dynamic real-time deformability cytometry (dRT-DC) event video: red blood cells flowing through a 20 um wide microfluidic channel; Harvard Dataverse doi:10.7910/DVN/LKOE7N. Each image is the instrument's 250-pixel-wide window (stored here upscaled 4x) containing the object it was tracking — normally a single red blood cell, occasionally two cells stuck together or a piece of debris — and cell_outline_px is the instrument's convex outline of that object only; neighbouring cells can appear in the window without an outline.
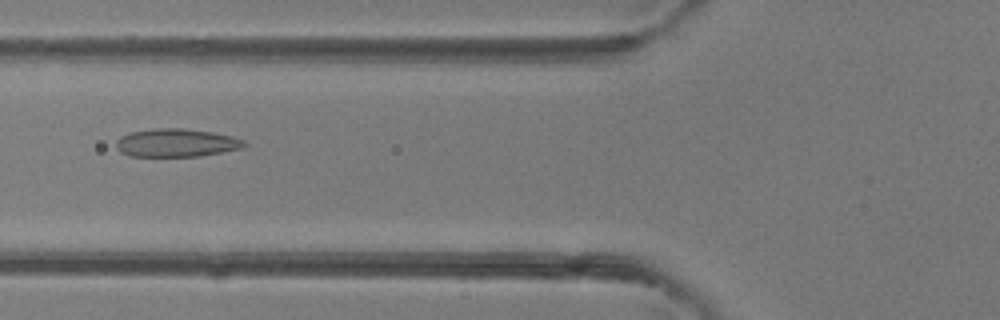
{"species": "common noctule bat (a hibernating species)", "species_latin": "Nyctalus noctula", "temperature_condition": "room temperature", "stored_images_in_passage": 2, "camera_frame_rate_fps": 3000, "um_per_image_px": 0.085, "animal": {"sex": "female"}, "frame": {"image": 1, "passage_image": 2, "time_ms": 1.0, "image_size_px": [1000, 320], "cell_outline_px": [[248, 144], [240, 148], [200, 156], [128, 156], [120, 152], [116, 148], [116, 140], [120, 136], [128, 132], [156, 128], [184, 128], [212, 132], [232, 136], [244, 140]], "centroid_in_image_um": [14.94, 12.13], "position_along_channel_um": 110.9, "area_um2": 21.1}}